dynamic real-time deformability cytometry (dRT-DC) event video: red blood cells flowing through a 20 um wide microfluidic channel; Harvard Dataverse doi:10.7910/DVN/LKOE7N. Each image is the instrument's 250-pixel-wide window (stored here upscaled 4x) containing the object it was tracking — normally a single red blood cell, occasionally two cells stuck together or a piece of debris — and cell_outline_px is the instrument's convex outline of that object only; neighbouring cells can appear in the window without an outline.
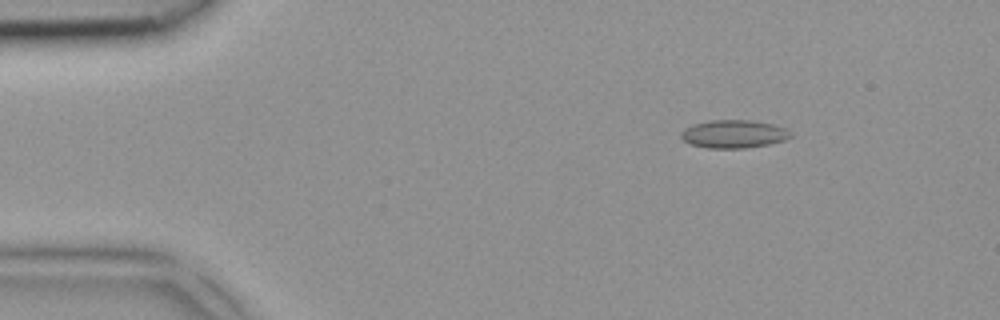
{"species": "common noctule bat (a hibernating species)", "species_latin": "Nyctalus noctula", "temperature_condition": "room temperature", "stored_images_in_passage": 4, "camera_frame_rate_fps": 3000, "um_per_image_px": 0.085, "animal": {"sex": "female", "body_mass_g": 18.4}, "frame": {"image": 1, "passage_image": 2, "time_ms": 0.333, "image_size_px": [1000, 320], "cell_outline_px": [[792, 136], [784, 140], [768, 144], [744, 148], [708, 148], [692, 144], [684, 140], [680, 136], [680, 132], [684, 128], [692, 124], [708, 120], [752, 120], [772, 124], [784, 128], [792, 132]], "centroid_in_image_um": [62.35, 11.38], "position_along_channel_um": 22.7, "area_um2": 17.92}}
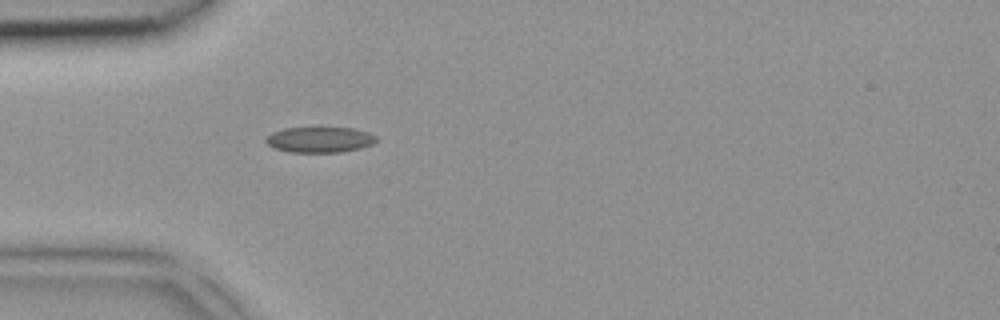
{"frame": {"image": 2, "passage_image": 4, "time_ms": 1.0, "image_size_px": [1000, 320], "cell_outline_px": [[380, 140], [372, 144], [360, 148], [340, 152], [288, 152], [276, 148], [268, 144], [264, 140], [272, 132], [284, 128], [352, 128], [368, 132], [376, 136]], "centroid_in_image_um": [27.2, 11.87], "position_along_channel_um": 57.8, "area_um2": 16.42}}